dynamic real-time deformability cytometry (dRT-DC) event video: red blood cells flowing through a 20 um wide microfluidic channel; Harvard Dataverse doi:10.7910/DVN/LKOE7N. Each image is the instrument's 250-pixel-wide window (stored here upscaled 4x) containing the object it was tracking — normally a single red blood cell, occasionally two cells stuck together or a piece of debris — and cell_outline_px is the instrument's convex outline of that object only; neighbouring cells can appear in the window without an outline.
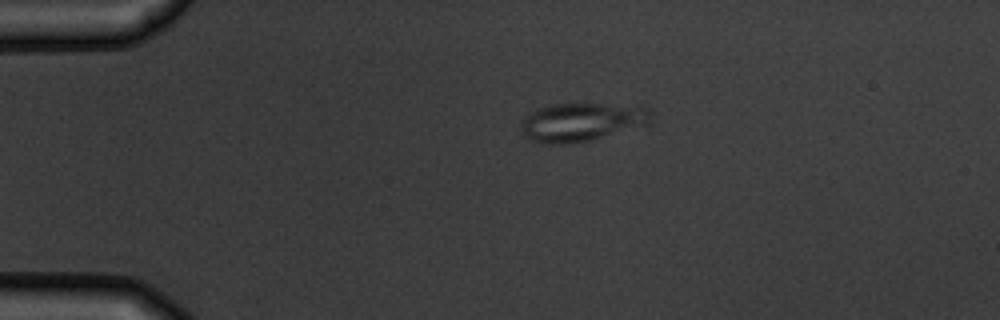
{"species": "common noctule bat (a hibernating species)", "species_latin": "Nyctalus noctula", "temperature_condition": "warm", "stored_images_in_passage": 2, "camera_frame_rate_fps": 3000, "um_per_image_px": 0.085, "animal": {"sex": "male", "body_mass_g": 19.5, "forearm_length_mm": 54.6}, "frame": {"image": 1, "passage_image": 1, "time_ms": 0.0, "image_size_px": [1000, 320], "cell_outline_px": [[652, 120], [648, 124], [588, 140], [568, 144], [544, 144], [532, 140], [524, 136], [520, 128], [520, 124], [524, 116], [536, 108], [552, 104], [600, 104], [648, 108], [652, 112]], "centroid_in_image_um": [49.36, 10.37], "position_along_channel_um": 35.6, "area_um2": 28.9}}